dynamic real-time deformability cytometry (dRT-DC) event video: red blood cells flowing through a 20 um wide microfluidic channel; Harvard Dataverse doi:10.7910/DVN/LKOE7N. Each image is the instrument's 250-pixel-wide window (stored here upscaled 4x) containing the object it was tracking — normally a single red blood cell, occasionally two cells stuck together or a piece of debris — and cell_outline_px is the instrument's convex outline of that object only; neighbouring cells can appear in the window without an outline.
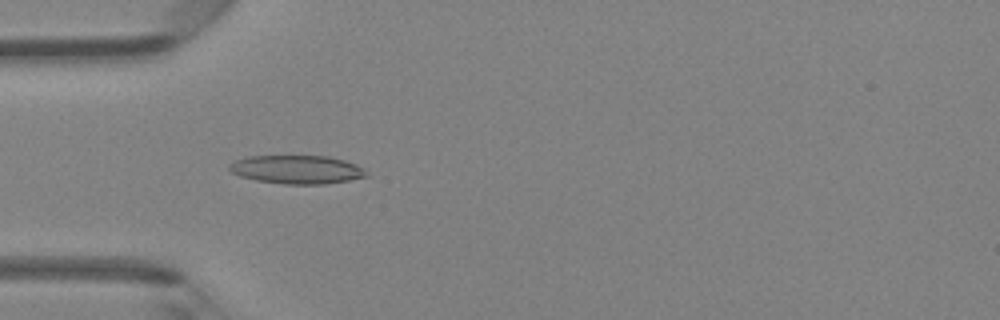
{"species": "Egyptian fruit bat (a non-hibernating species)", "species_latin": "Rousettus aegyptiacus", "temperature_condition": "room temperature", "stored_images_in_passage": 37, "camera_frame_rate_fps": 3000, "um_per_image_px": 0.085, "animal": {"sex": "female"}, "frame": {"image": 1, "passage_image": 5, "time_ms": 1.333, "image_size_px": [1000, 320], "cell_outline_px": [[368, 176], [348, 180], [324, 184], [284, 184], [256, 180], [240, 176], [232, 172], [228, 168], [228, 164], [236, 160], [248, 156], [328, 156], [344, 160], [356, 164], [364, 168], [368, 172]], "centroid_in_image_um": [25.25, 14.41], "position_along_channel_um": 59.8, "area_um2": 22.77}}
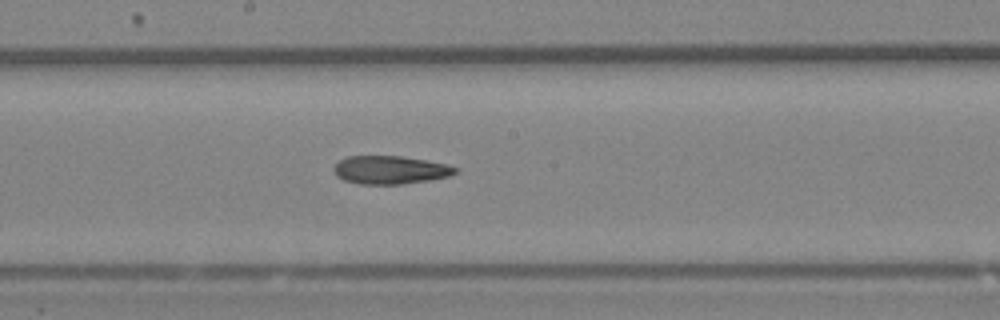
{"frame": {"image": 2, "passage_image": 16, "time_ms": 5.0, "image_size_px": [1000, 320], "cell_outline_px": [[460, 168], [456, 172], [448, 176], [428, 180], [400, 184], [360, 184], [344, 180], [336, 176], [332, 172], [332, 168], [340, 160], [348, 156], [400, 156], [448, 164]], "centroid_in_image_um": [33.14, 14.44], "position_along_channel_um": 215.1, "area_um2": 19.94}}
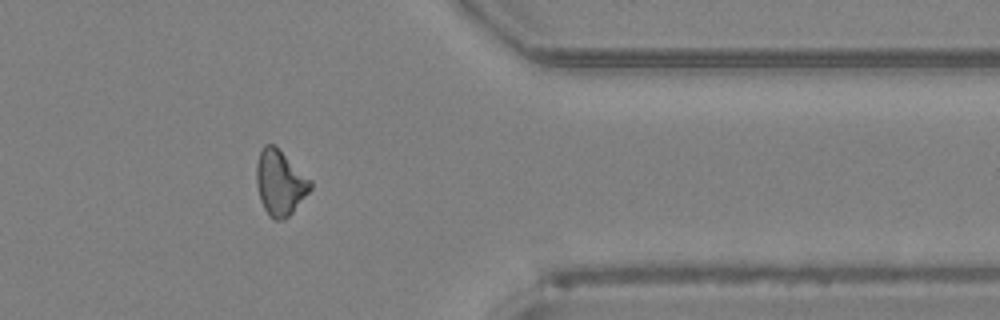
{"frame": {"image": 3, "passage_image": 29, "time_ms": 9.333, "image_size_px": [1000, 320], "cell_outline_px": [[312, 188], [292, 212], [284, 220], [272, 220], [268, 216], [260, 200], [256, 184], [256, 164], [260, 152], [264, 144], [276, 144], [312, 180]], "centroid_in_image_um": [23.8, 15.51], "position_along_channel_um": 387.6, "area_um2": 20.87}}